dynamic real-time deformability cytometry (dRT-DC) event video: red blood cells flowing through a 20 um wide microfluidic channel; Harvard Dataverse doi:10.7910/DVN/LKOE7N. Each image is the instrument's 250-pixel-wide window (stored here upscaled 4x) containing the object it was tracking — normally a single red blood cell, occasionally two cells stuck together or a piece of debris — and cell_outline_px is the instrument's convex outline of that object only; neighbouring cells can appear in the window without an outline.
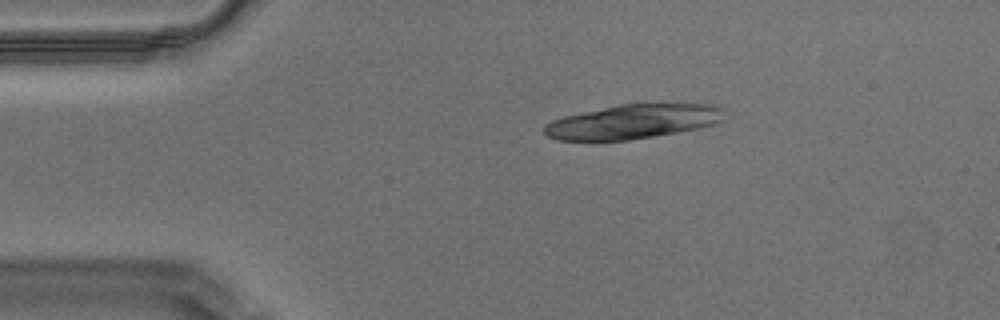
{"species": "Egyptian fruit bat (a non-hibernating species)", "species_latin": "Rousettus aegyptiacus", "temperature_condition": "warm", "stored_images_in_passage": 10, "camera_frame_rate_fps": 3000, "um_per_image_px": 0.085, "animal": {"sex": "male"}, "frame": {"image": 1, "passage_image": 1, "time_ms": 0.0, "image_size_px": [1000, 320], "cell_outline_px": [[724, 108], [720, 120], [712, 124], [696, 128], [676, 132], [628, 140], [556, 140], [548, 136], [544, 132], [544, 124], [552, 120], [564, 116], [620, 104], [716, 104]], "centroid_in_image_um": [53.76, 10.33], "position_along_channel_um": 31.2, "area_um2": 35.49}}